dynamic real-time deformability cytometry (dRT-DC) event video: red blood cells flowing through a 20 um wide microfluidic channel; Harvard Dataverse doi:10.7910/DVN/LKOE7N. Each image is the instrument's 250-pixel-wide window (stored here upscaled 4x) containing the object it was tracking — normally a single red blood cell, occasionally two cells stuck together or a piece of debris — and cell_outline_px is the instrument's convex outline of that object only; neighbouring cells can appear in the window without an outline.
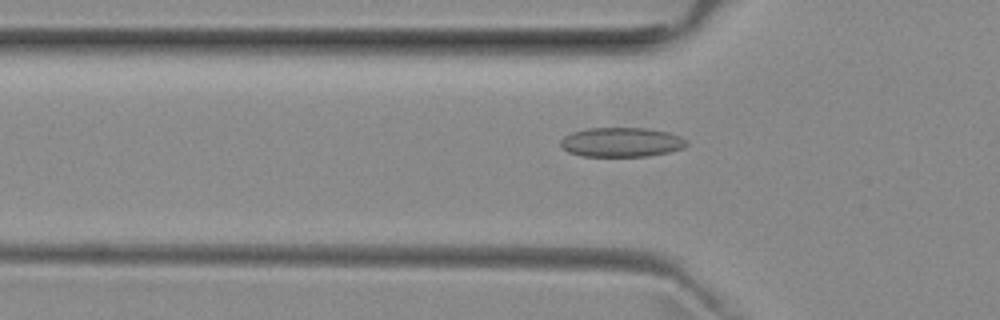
{"species": "common noctule bat (a hibernating species)", "species_latin": "Nyctalus noctula", "temperature_condition": "room temperature", "stored_images_in_passage": 40, "camera_frame_rate_fps": 3000, "um_per_image_px": 0.085, "animal": {"sex": "female", "body_mass_g": 29.2, "forearm_length_mm": 56.3}, "frame": {"image": 1, "passage_image": 6, "time_ms": 1.667, "image_size_px": [1000, 320], "cell_outline_px": [[688, 144], [684, 148], [668, 152], [648, 156], [580, 156], [568, 152], [560, 144], [560, 140], [564, 136], [572, 132], [588, 128], [648, 128], [668, 132], [680, 136], [688, 140]], "centroid_in_image_um": [52.84, 12.08], "position_along_channel_um": 73.0, "area_um2": 21.73}}
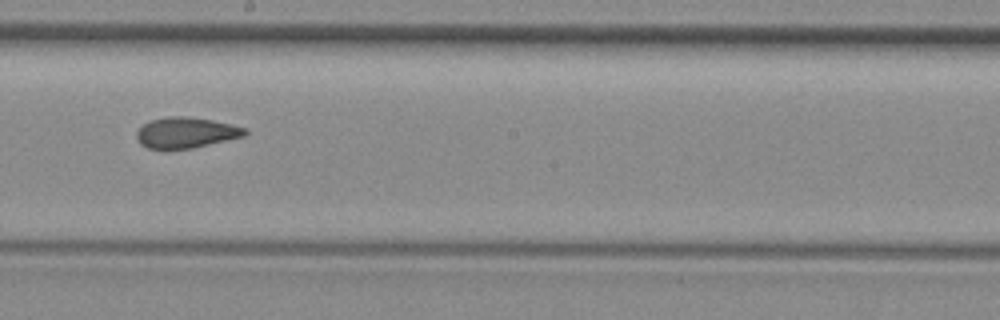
{"frame": {"image": 2, "passage_image": 18, "time_ms": 5.667, "image_size_px": [1000, 320], "cell_outline_px": [[248, 132], [244, 136], [192, 148], [168, 152], [148, 148], [140, 144], [136, 136], [136, 132], [144, 124], [152, 120], [168, 116], [184, 116], [212, 120], [244, 128]], "centroid_in_image_um": [15.74, 11.31], "position_along_channel_um": 232.5, "area_um2": 19.59}}
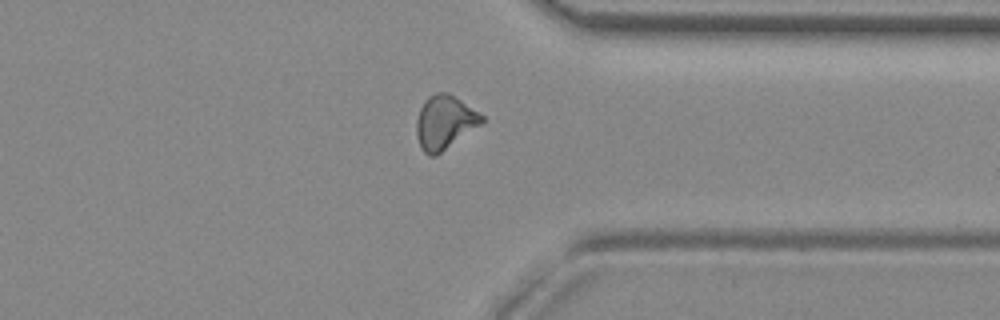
{"frame": {"image": 3, "passage_image": 29, "time_ms": 9.333, "image_size_px": [1000, 320], "cell_outline_px": [[484, 120], [480, 124], [436, 156], [428, 156], [424, 152], [416, 136], [416, 120], [420, 108], [424, 100], [428, 96], [436, 92], [448, 92], [480, 112], [484, 116]], "centroid_in_image_um": [37.77, 10.37], "position_along_channel_um": 373.6, "area_um2": 20.4}, "authors_computed_cell_mechanics": {"area_um2": 19.6231, "velocity_mm_per_s": 3.9731, "shape_relaxation_time_tau1_ms": 9.1745, "shape_relaxation_time_tau2_ms": 1.8984, "deformation_change_tau1": 0.1663, "deformation_change_tau2": 0.0805}}